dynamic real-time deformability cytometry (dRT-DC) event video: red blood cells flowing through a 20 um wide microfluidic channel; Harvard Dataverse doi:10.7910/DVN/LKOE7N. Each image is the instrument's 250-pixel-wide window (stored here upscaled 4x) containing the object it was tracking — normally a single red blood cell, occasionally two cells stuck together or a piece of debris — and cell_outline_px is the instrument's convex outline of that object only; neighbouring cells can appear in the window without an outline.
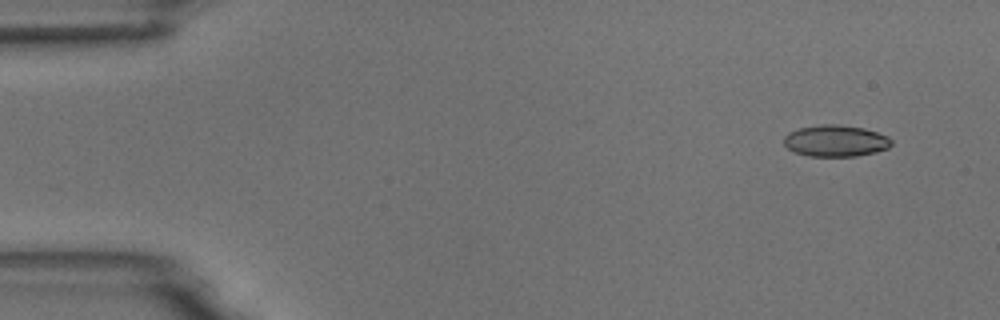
{"species": "common noctule bat (a hibernating species)", "species_latin": "Nyctalus noctula", "temperature_condition": "room temperature", "stored_images_in_passage": 6, "segment_of_instrument_passage": [2, 2], "camera_frame_rate_fps": 3000, "um_per_image_px": 0.085, "animal": {"sex": "male", "body_mass_g": 18.8}, "frame": {"image": 1, "passage_image": 6, "time_ms": 6.333, "image_size_px": [1000, 320], "cell_outline_px": [[892, 144], [888, 148], [876, 152], [856, 156], [808, 156], [796, 152], [788, 148], [784, 144], [784, 136], [788, 132], [800, 128], [820, 124], [840, 124], [864, 128], [888, 136], [892, 140]], "centroid_in_image_um": [71.04, 11.96], "position_along_channel_um": 14.0, "area_um2": 19.83}}